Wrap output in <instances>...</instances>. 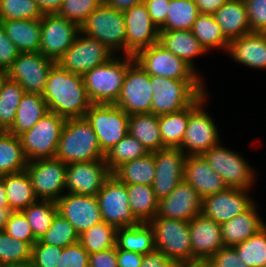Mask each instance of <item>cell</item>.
Returning a JSON list of instances; mask_svg holds the SVG:
<instances>
[{
    "mask_svg": "<svg viewBox=\"0 0 266 267\" xmlns=\"http://www.w3.org/2000/svg\"><path fill=\"white\" fill-rule=\"evenodd\" d=\"M6 130L0 129V138L6 133Z\"/></svg>",
    "mask_w": 266,
    "mask_h": 267,
    "instance_id": "68",
    "label": "cell"
},
{
    "mask_svg": "<svg viewBox=\"0 0 266 267\" xmlns=\"http://www.w3.org/2000/svg\"><path fill=\"white\" fill-rule=\"evenodd\" d=\"M133 57L150 76L175 80H202L190 65L159 43L138 51Z\"/></svg>",
    "mask_w": 266,
    "mask_h": 267,
    "instance_id": "9",
    "label": "cell"
},
{
    "mask_svg": "<svg viewBox=\"0 0 266 267\" xmlns=\"http://www.w3.org/2000/svg\"><path fill=\"white\" fill-rule=\"evenodd\" d=\"M65 121L66 118L49 111L30 130L19 136L28 162L55 158Z\"/></svg>",
    "mask_w": 266,
    "mask_h": 267,
    "instance_id": "7",
    "label": "cell"
},
{
    "mask_svg": "<svg viewBox=\"0 0 266 267\" xmlns=\"http://www.w3.org/2000/svg\"><path fill=\"white\" fill-rule=\"evenodd\" d=\"M4 231L11 237L27 242L31 247L37 242L28 219L21 212H13L8 219Z\"/></svg>",
    "mask_w": 266,
    "mask_h": 267,
    "instance_id": "50",
    "label": "cell"
},
{
    "mask_svg": "<svg viewBox=\"0 0 266 267\" xmlns=\"http://www.w3.org/2000/svg\"><path fill=\"white\" fill-rule=\"evenodd\" d=\"M103 2L104 0H64L56 14L81 26Z\"/></svg>",
    "mask_w": 266,
    "mask_h": 267,
    "instance_id": "49",
    "label": "cell"
},
{
    "mask_svg": "<svg viewBox=\"0 0 266 267\" xmlns=\"http://www.w3.org/2000/svg\"><path fill=\"white\" fill-rule=\"evenodd\" d=\"M189 227L193 258L204 264L224 246L221 225L200 213L189 221Z\"/></svg>",
    "mask_w": 266,
    "mask_h": 267,
    "instance_id": "24",
    "label": "cell"
},
{
    "mask_svg": "<svg viewBox=\"0 0 266 267\" xmlns=\"http://www.w3.org/2000/svg\"><path fill=\"white\" fill-rule=\"evenodd\" d=\"M202 197L184 180L169 195L158 203L155 217L191 221L201 213Z\"/></svg>",
    "mask_w": 266,
    "mask_h": 267,
    "instance_id": "23",
    "label": "cell"
},
{
    "mask_svg": "<svg viewBox=\"0 0 266 267\" xmlns=\"http://www.w3.org/2000/svg\"><path fill=\"white\" fill-rule=\"evenodd\" d=\"M227 52L243 65L266 69V33L251 32L230 40Z\"/></svg>",
    "mask_w": 266,
    "mask_h": 267,
    "instance_id": "26",
    "label": "cell"
},
{
    "mask_svg": "<svg viewBox=\"0 0 266 267\" xmlns=\"http://www.w3.org/2000/svg\"><path fill=\"white\" fill-rule=\"evenodd\" d=\"M96 197L104 222L116 228L140 223L131 211L126 184L120 182L114 175L111 174L105 181Z\"/></svg>",
    "mask_w": 266,
    "mask_h": 267,
    "instance_id": "12",
    "label": "cell"
},
{
    "mask_svg": "<svg viewBox=\"0 0 266 267\" xmlns=\"http://www.w3.org/2000/svg\"><path fill=\"white\" fill-rule=\"evenodd\" d=\"M123 15L127 56H134L138 51L158 43L160 30L153 23L143 1L123 12Z\"/></svg>",
    "mask_w": 266,
    "mask_h": 267,
    "instance_id": "18",
    "label": "cell"
},
{
    "mask_svg": "<svg viewBox=\"0 0 266 267\" xmlns=\"http://www.w3.org/2000/svg\"><path fill=\"white\" fill-rule=\"evenodd\" d=\"M199 13L214 14L228 0H194Z\"/></svg>",
    "mask_w": 266,
    "mask_h": 267,
    "instance_id": "60",
    "label": "cell"
},
{
    "mask_svg": "<svg viewBox=\"0 0 266 267\" xmlns=\"http://www.w3.org/2000/svg\"><path fill=\"white\" fill-rule=\"evenodd\" d=\"M266 226L253 204L247 211L221 224L224 246H235L258 233Z\"/></svg>",
    "mask_w": 266,
    "mask_h": 267,
    "instance_id": "28",
    "label": "cell"
},
{
    "mask_svg": "<svg viewBox=\"0 0 266 267\" xmlns=\"http://www.w3.org/2000/svg\"><path fill=\"white\" fill-rule=\"evenodd\" d=\"M0 267H34L31 260L26 262H15V263H8L2 264Z\"/></svg>",
    "mask_w": 266,
    "mask_h": 267,
    "instance_id": "65",
    "label": "cell"
},
{
    "mask_svg": "<svg viewBox=\"0 0 266 267\" xmlns=\"http://www.w3.org/2000/svg\"><path fill=\"white\" fill-rule=\"evenodd\" d=\"M206 96V93L201 94L190 105L187 128L179 147L186 156L203 155L220 142L216 125L207 112L202 109Z\"/></svg>",
    "mask_w": 266,
    "mask_h": 267,
    "instance_id": "8",
    "label": "cell"
},
{
    "mask_svg": "<svg viewBox=\"0 0 266 267\" xmlns=\"http://www.w3.org/2000/svg\"><path fill=\"white\" fill-rule=\"evenodd\" d=\"M112 172L104 159L66 164L68 193L96 196Z\"/></svg>",
    "mask_w": 266,
    "mask_h": 267,
    "instance_id": "19",
    "label": "cell"
},
{
    "mask_svg": "<svg viewBox=\"0 0 266 267\" xmlns=\"http://www.w3.org/2000/svg\"><path fill=\"white\" fill-rule=\"evenodd\" d=\"M128 133L136 138L149 152L164 149L158 115L152 113L129 116Z\"/></svg>",
    "mask_w": 266,
    "mask_h": 267,
    "instance_id": "32",
    "label": "cell"
},
{
    "mask_svg": "<svg viewBox=\"0 0 266 267\" xmlns=\"http://www.w3.org/2000/svg\"><path fill=\"white\" fill-rule=\"evenodd\" d=\"M0 207H9L3 178L0 177Z\"/></svg>",
    "mask_w": 266,
    "mask_h": 267,
    "instance_id": "64",
    "label": "cell"
},
{
    "mask_svg": "<svg viewBox=\"0 0 266 267\" xmlns=\"http://www.w3.org/2000/svg\"><path fill=\"white\" fill-rule=\"evenodd\" d=\"M123 60L114 56L83 75L84 86L92 104H115L119 98L128 67L135 61L133 56Z\"/></svg>",
    "mask_w": 266,
    "mask_h": 267,
    "instance_id": "3",
    "label": "cell"
},
{
    "mask_svg": "<svg viewBox=\"0 0 266 267\" xmlns=\"http://www.w3.org/2000/svg\"><path fill=\"white\" fill-rule=\"evenodd\" d=\"M116 231L115 226L102 221L81 233L78 242L88 254L111 249L116 246Z\"/></svg>",
    "mask_w": 266,
    "mask_h": 267,
    "instance_id": "41",
    "label": "cell"
},
{
    "mask_svg": "<svg viewBox=\"0 0 266 267\" xmlns=\"http://www.w3.org/2000/svg\"><path fill=\"white\" fill-rule=\"evenodd\" d=\"M181 264L170 260L163 252L154 249L143 255L140 267H180Z\"/></svg>",
    "mask_w": 266,
    "mask_h": 267,
    "instance_id": "58",
    "label": "cell"
},
{
    "mask_svg": "<svg viewBox=\"0 0 266 267\" xmlns=\"http://www.w3.org/2000/svg\"><path fill=\"white\" fill-rule=\"evenodd\" d=\"M85 118L104 154L128 134L129 116L115 104H92Z\"/></svg>",
    "mask_w": 266,
    "mask_h": 267,
    "instance_id": "10",
    "label": "cell"
},
{
    "mask_svg": "<svg viewBox=\"0 0 266 267\" xmlns=\"http://www.w3.org/2000/svg\"><path fill=\"white\" fill-rule=\"evenodd\" d=\"M80 32L99 40L113 53L124 51L126 55V29L123 12L108 6L104 2L93 10L80 26Z\"/></svg>",
    "mask_w": 266,
    "mask_h": 267,
    "instance_id": "6",
    "label": "cell"
},
{
    "mask_svg": "<svg viewBox=\"0 0 266 267\" xmlns=\"http://www.w3.org/2000/svg\"><path fill=\"white\" fill-rule=\"evenodd\" d=\"M55 64L40 52L19 53L7 71L9 79L19 83L25 92L43 95L48 74Z\"/></svg>",
    "mask_w": 266,
    "mask_h": 267,
    "instance_id": "16",
    "label": "cell"
},
{
    "mask_svg": "<svg viewBox=\"0 0 266 267\" xmlns=\"http://www.w3.org/2000/svg\"><path fill=\"white\" fill-rule=\"evenodd\" d=\"M202 80H175L150 76L153 88L152 114L163 115L189 107L206 93Z\"/></svg>",
    "mask_w": 266,
    "mask_h": 267,
    "instance_id": "4",
    "label": "cell"
},
{
    "mask_svg": "<svg viewBox=\"0 0 266 267\" xmlns=\"http://www.w3.org/2000/svg\"><path fill=\"white\" fill-rule=\"evenodd\" d=\"M88 266H89V254L79 242L63 248L61 259L56 265V267H88Z\"/></svg>",
    "mask_w": 266,
    "mask_h": 267,
    "instance_id": "52",
    "label": "cell"
},
{
    "mask_svg": "<svg viewBox=\"0 0 266 267\" xmlns=\"http://www.w3.org/2000/svg\"><path fill=\"white\" fill-rule=\"evenodd\" d=\"M0 26L20 53L40 52L41 19L0 21Z\"/></svg>",
    "mask_w": 266,
    "mask_h": 267,
    "instance_id": "29",
    "label": "cell"
},
{
    "mask_svg": "<svg viewBox=\"0 0 266 267\" xmlns=\"http://www.w3.org/2000/svg\"><path fill=\"white\" fill-rule=\"evenodd\" d=\"M192 33L206 51L211 48H222L227 52L229 41L222 33L213 14L200 13L193 24Z\"/></svg>",
    "mask_w": 266,
    "mask_h": 267,
    "instance_id": "39",
    "label": "cell"
},
{
    "mask_svg": "<svg viewBox=\"0 0 266 267\" xmlns=\"http://www.w3.org/2000/svg\"><path fill=\"white\" fill-rule=\"evenodd\" d=\"M153 88L150 75L134 61L127 69L122 89L115 103L128 116L152 113Z\"/></svg>",
    "mask_w": 266,
    "mask_h": 267,
    "instance_id": "11",
    "label": "cell"
},
{
    "mask_svg": "<svg viewBox=\"0 0 266 267\" xmlns=\"http://www.w3.org/2000/svg\"><path fill=\"white\" fill-rule=\"evenodd\" d=\"M62 247L34 244L32 246L31 261L34 267H56L61 259Z\"/></svg>",
    "mask_w": 266,
    "mask_h": 267,
    "instance_id": "51",
    "label": "cell"
},
{
    "mask_svg": "<svg viewBox=\"0 0 266 267\" xmlns=\"http://www.w3.org/2000/svg\"><path fill=\"white\" fill-rule=\"evenodd\" d=\"M180 267H206L205 264L181 265Z\"/></svg>",
    "mask_w": 266,
    "mask_h": 267,
    "instance_id": "67",
    "label": "cell"
},
{
    "mask_svg": "<svg viewBox=\"0 0 266 267\" xmlns=\"http://www.w3.org/2000/svg\"><path fill=\"white\" fill-rule=\"evenodd\" d=\"M219 143L206 151L203 156L216 173L223 178L227 187L249 189L254 183V171L243 157L222 147Z\"/></svg>",
    "mask_w": 266,
    "mask_h": 267,
    "instance_id": "14",
    "label": "cell"
},
{
    "mask_svg": "<svg viewBox=\"0 0 266 267\" xmlns=\"http://www.w3.org/2000/svg\"><path fill=\"white\" fill-rule=\"evenodd\" d=\"M56 206L57 212L74 226L79 235L103 221L96 196L65 193L56 201Z\"/></svg>",
    "mask_w": 266,
    "mask_h": 267,
    "instance_id": "22",
    "label": "cell"
},
{
    "mask_svg": "<svg viewBox=\"0 0 266 267\" xmlns=\"http://www.w3.org/2000/svg\"><path fill=\"white\" fill-rule=\"evenodd\" d=\"M8 79H9L8 71L0 69V92L2 91V88Z\"/></svg>",
    "mask_w": 266,
    "mask_h": 267,
    "instance_id": "66",
    "label": "cell"
},
{
    "mask_svg": "<svg viewBox=\"0 0 266 267\" xmlns=\"http://www.w3.org/2000/svg\"><path fill=\"white\" fill-rule=\"evenodd\" d=\"M251 32L266 33V0H244Z\"/></svg>",
    "mask_w": 266,
    "mask_h": 267,
    "instance_id": "53",
    "label": "cell"
},
{
    "mask_svg": "<svg viewBox=\"0 0 266 267\" xmlns=\"http://www.w3.org/2000/svg\"><path fill=\"white\" fill-rule=\"evenodd\" d=\"M153 23L159 30L165 25L170 0H143Z\"/></svg>",
    "mask_w": 266,
    "mask_h": 267,
    "instance_id": "56",
    "label": "cell"
},
{
    "mask_svg": "<svg viewBox=\"0 0 266 267\" xmlns=\"http://www.w3.org/2000/svg\"><path fill=\"white\" fill-rule=\"evenodd\" d=\"M204 264L206 267H248L231 246H223Z\"/></svg>",
    "mask_w": 266,
    "mask_h": 267,
    "instance_id": "54",
    "label": "cell"
},
{
    "mask_svg": "<svg viewBox=\"0 0 266 267\" xmlns=\"http://www.w3.org/2000/svg\"><path fill=\"white\" fill-rule=\"evenodd\" d=\"M233 247L248 267H266V226Z\"/></svg>",
    "mask_w": 266,
    "mask_h": 267,
    "instance_id": "45",
    "label": "cell"
},
{
    "mask_svg": "<svg viewBox=\"0 0 266 267\" xmlns=\"http://www.w3.org/2000/svg\"><path fill=\"white\" fill-rule=\"evenodd\" d=\"M142 1L143 0H104V3L119 12H125Z\"/></svg>",
    "mask_w": 266,
    "mask_h": 267,
    "instance_id": "62",
    "label": "cell"
},
{
    "mask_svg": "<svg viewBox=\"0 0 266 267\" xmlns=\"http://www.w3.org/2000/svg\"><path fill=\"white\" fill-rule=\"evenodd\" d=\"M79 241V234L74 226L59 213L55 215L52 225L35 244H46L65 248Z\"/></svg>",
    "mask_w": 266,
    "mask_h": 267,
    "instance_id": "46",
    "label": "cell"
},
{
    "mask_svg": "<svg viewBox=\"0 0 266 267\" xmlns=\"http://www.w3.org/2000/svg\"><path fill=\"white\" fill-rule=\"evenodd\" d=\"M149 224L154 231L156 249L181 265L199 264L193 258L189 222L154 217Z\"/></svg>",
    "mask_w": 266,
    "mask_h": 267,
    "instance_id": "5",
    "label": "cell"
},
{
    "mask_svg": "<svg viewBox=\"0 0 266 267\" xmlns=\"http://www.w3.org/2000/svg\"><path fill=\"white\" fill-rule=\"evenodd\" d=\"M158 43L184 60L194 70L196 69L193 57L207 53L199 40L193 35L192 30H160Z\"/></svg>",
    "mask_w": 266,
    "mask_h": 267,
    "instance_id": "30",
    "label": "cell"
},
{
    "mask_svg": "<svg viewBox=\"0 0 266 267\" xmlns=\"http://www.w3.org/2000/svg\"><path fill=\"white\" fill-rule=\"evenodd\" d=\"M190 115V106L183 110L158 116L163 146L179 148L182 144Z\"/></svg>",
    "mask_w": 266,
    "mask_h": 267,
    "instance_id": "38",
    "label": "cell"
},
{
    "mask_svg": "<svg viewBox=\"0 0 266 267\" xmlns=\"http://www.w3.org/2000/svg\"><path fill=\"white\" fill-rule=\"evenodd\" d=\"M1 177L4 181L9 208L14 212L22 211L37 201L38 198L26 170Z\"/></svg>",
    "mask_w": 266,
    "mask_h": 267,
    "instance_id": "34",
    "label": "cell"
},
{
    "mask_svg": "<svg viewBox=\"0 0 266 267\" xmlns=\"http://www.w3.org/2000/svg\"><path fill=\"white\" fill-rule=\"evenodd\" d=\"M104 157L98 138L86 118L66 119L55 158L68 164L96 161Z\"/></svg>",
    "mask_w": 266,
    "mask_h": 267,
    "instance_id": "2",
    "label": "cell"
},
{
    "mask_svg": "<svg viewBox=\"0 0 266 267\" xmlns=\"http://www.w3.org/2000/svg\"><path fill=\"white\" fill-rule=\"evenodd\" d=\"M150 153L136 138L129 133L105 153L104 161L113 172L121 164L142 158Z\"/></svg>",
    "mask_w": 266,
    "mask_h": 267,
    "instance_id": "42",
    "label": "cell"
},
{
    "mask_svg": "<svg viewBox=\"0 0 266 267\" xmlns=\"http://www.w3.org/2000/svg\"><path fill=\"white\" fill-rule=\"evenodd\" d=\"M199 14L194 0H170L165 25L160 30H192Z\"/></svg>",
    "mask_w": 266,
    "mask_h": 267,
    "instance_id": "40",
    "label": "cell"
},
{
    "mask_svg": "<svg viewBox=\"0 0 266 267\" xmlns=\"http://www.w3.org/2000/svg\"><path fill=\"white\" fill-rule=\"evenodd\" d=\"M80 33V26L56 13L41 18L40 53L54 62L72 46Z\"/></svg>",
    "mask_w": 266,
    "mask_h": 267,
    "instance_id": "17",
    "label": "cell"
},
{
    "mask_svg": "<svg viewBox=\"0 0 266 267\" xmlns=\"http://www.w3.org/2000/svg\"><path fill=\"white\" fill-rule=\"evenodd\" d=\"M116 247L126 251L147 254L155 249L154 231L149 223L117 228Z\"/></svg>",
    "mask_w": 266,
    "mask_h": 267,
    "instance_id": "33",
    "label": "cell"
},
{
    "mask_svg": "<svg viewBox=\"0 0 266 267\" xmlns=\"http://www.w3.org/2000/svg\"><path fill=\"white\" fill-rule=\"evenodd\" d=\"M187 156L179 148L154 151L155 178L152 188L158 200L169 195L183 181Z\"/></svg>",
    "mask_w": 266,
    "mask_h": 267,
    "instance_id": "20",
    "label": "cell"
},
{
    "mask_svg": "<svg viewBox=\"0 0 266 267\" xmlns=\"http://www.w3.org/2000/svg\"><path fill=\"white\" fill-rule=\"evenodd\" d=\"M90 267H118L117 247L89 254Z\"/></svg>",
    "mask_w": 266,
    "mask_h": 267,
    "instance_id": "57",
    "label": "cell"
},
{
    "mask_svg": "<svg viewBox=\"0 0 266 267\" xmlns=\"http://www.w3.org/2000/svg\"><path fill=\"white\" fill-rule=\"evenodd\" d=\"M113 54L99 40L83 36V33L80 32L57 64L70 73L84 75L96 66L107 62L114 56Z\"/></svg>",
    "mask_w": 266,
    "mask_h": 267,
    "instance_id": "13",
    "label": "cell"
},
{
    "mask_svg": "<svg viewBox=\"0 0 266 267\" xmlns=\"http://www.w3.org/2000/svg\"><path fill=\"white\" fill-rule=\"evenodd\" d=\"M48 109L59 116L68 118H83L92 105L83 75L70 73L57 63L51 68L44 93Z\"/></svg>",
    "mask_w": 266,
    "mask_h": 267,
    "instance_id": "1",
    "label": "cell"
},
{
    "mask_svg": "<svg viewBox=\"0 0 266 267\" xmlns=\"http://www.w3.org/2000/svg\"><path fill=\"white\" fill-rule=\"evenodd\" d=\"M213 16L228 41L251 33L244 0H228Z\"/></svg>",
    "mask_w": 266,
    "mask_h": 267,
    "instance_id": "27",
    "label": "cell"
},
{
    "mask_svg": "<svg viewBox=\"0 0 266 267\" xmlns=\"http://www.w3.org/2000/svg\"><path fill=\"white\" fill-rule=\"evenodd\" d=\"M27 164L20 137L6 132L0 138V177L21 172Z\"/></svg>",
    "mask_w": 266,
    "mask_h": 267,
    "instance_id": "37",
    "label": "cell"
},
{
    "mask_svg": "<svg viewBox=\"0 0 266 267\" xmlns=\"http://www.w3.org/2000/svg\"><path fill=\"white\" fill-rule=\"evenodd\" d=\"M142 260L143 254L117 249L118 267H140Z\"/></svg>",
    "mask_w": 266,
    "mask_h": 267,
    "instance_id": "59",
    "label": "cell"
},
{
    "mask_svg": "<svg viewBox=\"0 0 266 267\" xmlns=\"http://www.w3.org/2000/svg\"><path fill=\"white\" fill-rule=\"evenodd\" d=\"M26 172L35 195L41 200L57 201L65 190L66 164L56 158L29 161Z\"/></svg>",
    "mask_w": 266,
    "mask_h": 267,
    "instance_id": "15",
    "label": "cell"
},
{
    "mask_svg": "<svg viewBox=\"0 0 266 267\" xmlns=\"http://www.w3.org/2000/svg\"><path fill=\"white\" fill-rule=\"evenodd\" d=\"M47 112L48 105L41 94L25 92L18 105L13 126L7 132L19 137L30 130Z\"/></svg>",
    "mask_w": 266,
    "mask_h": 267,
    "instance_id": "31",
    "label": "cell"
},
{
    "mask_svg": "<svg viewBox=\"0 0 266 267\" xmlns=\"http://www.w3.org/2000/svg\"><path fill=\"white\" fill-rule=\"evenodd\" d=\"M112 175L125 184L152 185L155 178L154 152L121 164Z\"/></svg>",
    "mask_w": 266,
    "mask_h": 267,
    "instance_id": "36",
    "label": "cell"
},
{
    "mask_svg": "<svg viewBox=\"0 0 266 267\" xmlns=\"http://www.w3.org/2000/svg\"><path fill=\"white\" fill-rule=\"evenodd\" d=\"M19 53L15 44L10 41L0 26V69L8 70Z\"/></svg>",
    "mask_w": 266,
    "mask_h": 267,
    "instance_id": "55",
    "label": "cell"
},
{
    "mask_svg": "<svg viewBox=\"0 0 266 267\" xmlns=\"http://www.w3.org/2000/svg\"><path fill=\"white\" fill-rule=\"evenodd\" d=\"M248 189L227 187L225 190L202 198L201 213L220 225L247 211L254 202Z\"/></svg>",
    "mask_w": 266,
    "mask_h": 267,
    "instance_id": "21",
    "label": "cell"
},
{
    "mask_svg": "<svg viewBox=\"0 0 266 267\" xmlns=\"http://www.w3.org/2000/svg\"><path fill=\"white\" fill-rule=\"evenodd\" d=\"M32 247L0 231V264L26 262L31 260Z\"/></svg>",
    "mask_w": 266,
    "mask_h": 267,
    "instance_id": "48",
    "label": "cell"
},
{
    "mask_svg": "<svg viewBox=\"0 0 266 267\" xmlns=\"http://www.w3.org/2000/svg\"><path fill=\"white\" fill-rule=\"evenodd\" d=\"M42 16L34 0H0V21L37 20Z\"/></svg>",
    "mask_w": 266,
    "mask_h": 267,
    "instance_id": "47",
    "label": "cell"
},
{
    "mask_svg": "<svg viewBox=\"0 0 266 267\" xmlns=\"http://www.w3.org/2000/svg\"><path fill=\"white\" fill-rule=\"evenodd\" d=\"M183 180L190 184L202 198L227 188L223 178L211 168L203 155L187 156Z\"/></svg>",
    "mask_w": 266,
    "mask_h": 267,
    "instance_id": "25",
    "label": "cell"
},
{
    "mask_svg": "<svg viewBox=\"0 0 266 267\" xmlns=\"http://www.w3.org/2000/svg\"><path fill=\"white\" fill-rule=\"evenodd\" d=\"M128 200L135 218L142 223H149L158 211V203L152 185L126 184Z\"/></svg>",
    "mask_w": 266,
    "mask_h": 267,
    "instance_id": "35",
    "label": "cell"
},
{
    "mask_svg": "<svg viewBox=\"0 0 266 267\" xmlns=\"http://www.w3.org/2000/svg\"><path fill=\"white\" fill-rule=\"evenodd\" d=\"M14 211L9 207H0V231L4 230L5 225Z\"/></svg>",
    "mask_w": 266,
    "mask_h": 267,
    "instance_id": "63",
    "label": "cell"
},
{
    "mask_svg": "<svg viewBox=\"0 0 266 267\" xmlns=\"http://www.w3.org/2000/svg\"><path fill=\"white\" fill-rule=\"evenodd\" d=\"M25 91L19 83L10 79L0 92V128L8 131L14 123L16 111Z\"/></svg>",
    "mask_w": 266,
    "mask_h": 267,
    "instance_id": "44",
    "label": "cell"
},
{
    "mask_svg": "<svg viewBox=\"0 0 266 267\" xmlns=\"http://www.w3.org/2000/svg\"><path fill=\"white\" fill-rule=\"evenodd\" d=\"M43 14L57 13L64 0H34Z\"/></svg>",
    "mask_w": 266,
    "mask_h": 267,
    "instance_id": "61",
    "label": "cell"
},
{
    "mask_svg": "<svg viewBox=\"0 0 266 267\" xmlns=\"http://www.w3.org/2000/svg\"><path fill=\"white\" fill-rule=\"evenodd\" d=\"M21 212L28 219L37 240L49 229L58 213L56 202L51 200H37Z\"/></svg>",
    "mask_w": 266,
    "mask_h": 267,
    "instance_id": "43",
    "label": "cell"
}]
</instances>
